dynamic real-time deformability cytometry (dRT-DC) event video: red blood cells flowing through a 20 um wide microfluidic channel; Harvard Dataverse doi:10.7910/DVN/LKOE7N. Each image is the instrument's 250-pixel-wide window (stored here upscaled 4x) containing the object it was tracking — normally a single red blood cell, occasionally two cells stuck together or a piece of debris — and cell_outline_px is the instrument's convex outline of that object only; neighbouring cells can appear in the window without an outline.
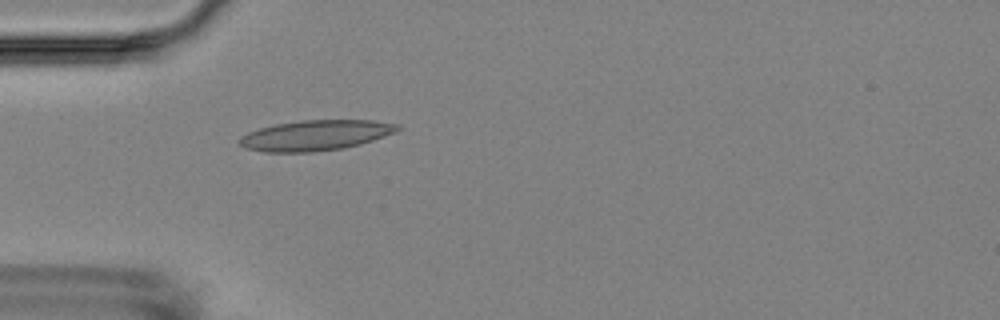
{"species": "Egyptian fruit bat (a non-hibernating species)", "species_latin": "Rousettus aegyptiacus", "temperature_condition": "room temperature", "stored_images_in_passage": 5, "camera_frame_rate_fps": 3000, "um_per_image_px": 0.085, "animal": {"sex": "female"}, "frame": {"image": 1, "passage_image": 5, "time_ms": 4.667, "image_size_px": [1000, 320], "cell_outline_px": [[400, 128], [396, 132], [360, 144], [344, 148], [312, 152], [264, 152], [244, 148], [236, 144], [236, 140], [240, 136], [248, 132], [260, 128], [276, 124], [300, 120], [372, 120], [400, 124]], "centroid_in_image_um": [26.76, 11.5], "position_along_channel_um": 58.2, "area_um2": 28.21}}